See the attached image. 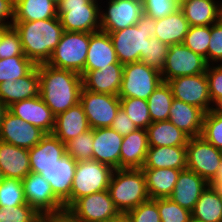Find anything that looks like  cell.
<instances>
[{"mask_svg":"<svg viewBox=\"0 0 222 222\" xmlns=\"http://www.w3.org/2000/svg\"><path fill=\"white\" fill-rule=\"evenodd\" d=\"M41 99L56 116L80 102L82 76L70 70L38 65Z\"/></svg>","mask_w":222,"mask_h":222,"instance_id":"6da1fadb","label":"cell"},{"mask_svg":"<svg viewBox=\"0 0 222 222\" xmlns=\"http://www.w3.org/2000/svg\"><path fill=\"white\" fill-rule=\"evenodd\" d=\"M25 56L35 65L47 63L64 32L60 18L37 21H13Z\"/></svg>","mask_w":222,"mask_h":222,"instance_id":"7a4b0ae2","label":"cell"},{"mask_svg":"<svg viewBox=\"0 0 222 222\" xmlns=\"http://www.w3.org/2000/svg\"><path fill=\"white\" fill-rule=\"evenodd\" d=\"M156 20L146 15L137 24L110 32L115 53L121 64L139 62L145 57L147 39L155 36Z\"/></svg>","mask_w":222,"mask_h":222,"instance_id":"3957f363","label":"cell"},{"mask_svg":"<svg viewBox=\"0 0 222 222\" xmlns=\"http://www.w3.org/2000/svg\"><path fill=\"white\" fill-rule=\"evenodd\" d=\"M108 192L119 212L127 213L150 199L142 169H115Z\"/></svg>","mask_w":222,"mask_h":222,"instance_id":"277c9868","label":"cell"},{"mask_svg":"<svg viewBox=\"0 0 222 222\" xmlns=\"http://www.w3.org/2000/svg\"><path fill=\"white\" fill-rule=\"evenodd\" d=\"M100 7L93 0H61L57 13L64 31L94 33L100 31Z\"/></svg>","mask_w":222,"mask_h":222,"instance_id":"5b68a950","label":"cell"},{"mask_svg":"<svg viewBox=\"0 0 222 222\" xmlns=\"http://www.w3.org/2000/svg\"><path fill=\"white\" fill-rule=\"evenodd\" d=\"M90 42V33L64 31L46 64L82 74Z\"/></svg>","mask_w":222,"mask_h":222,"instance_id":"8992f818","label":"cell"},{"mask_svg":"<svg viewBox=\"0 0 222 222\" xmlns=\"http://www.w3.org/2000/svg\"><path fill=\"white\" fill-rule=\"evenodd\" d=\"M113 169L96 160L78 161L71 184L70 206L79 198L108 190Z\"/></svg>","mask_w":222,"mask_h":222,"instance_id":"52a82bcc","label":"cell"},{"mask_svg":"<svg viewBox=\"0 0 222 222\" xmlns=\"http://www.w3.org/2000/svg\"><path fill=\"white\" fill-rule=\"evenodd\" d=\"M162 82L161 72L141 61L124 64L118 97L147 100Z\"/></svg>","mask_w":222,"mask_h":222,"instance_id":"ba28073f","label":"cell"},{"mask_svg":"<svg viewBox=\"0 0 222 222\" xmlns=\"http://www.w3.org/2000/svg\"><path fill=\"white\" fill-rule=\"evenodd\" d=\"M22 181L26 203L41 216L66 212L64 204L55 196L42 174L30 172Z\"/></svg>","mask_w":222,"mask_h":222,"instance_id":"9c48e42d","label":"cell"},{"mask_svg":"<svg viewBox=\"0 0 222 222\" xmlns=\"http://www.w3.org/2000/svg\"><path fill=\"white\" fill-rule=\"evenodd\" d=\"M66 212L77 222H108L120 213L108 190L77 199Z\"/></svg>","mask_w":222,"mask_h":222,"instance_id":"30bf717a","label":"cell"},{"mask_svg":"<svg viewBox=\"0 0 222 222\" xmlns=\"http://www.w3.org/2000/svg\"><path fill=\"white\" fill-rule=\"evenodd\" d=\"M208 63L206 59L191 51L183 43L169 46L165 64L161 71L164 82L180 76H193L206 73Z\"/></svg>","mask_w":222,"mask_h":222,"instance_id":"8fae6325","label":"cell"},{"mask_svg":"<svg viewBox=\"0 0 222 222\" xmlns=\"http://www.w3.org/2000/svg\"><path fill=\"white\" fill-rule=\"evenodd\" d=\"M79 103L92 129L110 127L121 107L120 98L117 95L94 93L83 87Z\"/></svg>","mask_w":222,"mask_h":222,"instance_id":"7c38bea8","label":"cell"},{"mask_svg":"<svg viewBox=\"0 0 222 222\" xmlns=\"http://www.w3.org/2000/svg\"><path fill=\"white\" fill-rule=\"evenodd\" d=\"M187 169L207 182L214 177L222 160V151L202 136L190 137L186 145Z\"/></svg>","mask_w":222,"mask_h":222,"instance_id":"4fadbf2b","label":"cell"},{"mask_svg":"<svg viewBox=\"0 0 222 222\" xmlns=\"http://www.w3.org/2000/svg\"><path fill=\"white\" fill-rule=\"evenodd\" d=\"M107 1L106 9L100 7V30L103 32L110 33L133 26L144 14L142 0Z\"/></svg>","mask_w":222,"mask_h":222,"instance_id":"5bb4252c","label":"cell"},{"mask_svg":"<svg viewBox=\"0 0 222 222\" xmlns=\"http://www.w3.org/2000/svg\"><path fill=\"white\" fill-rule=\"evenodd\" d=\"M167 83L171 87L175 99L194 105L205 113L211 110L212 101L205 73L176 77L168 80Z\"/></svg>","mask_w":222,"mask_h":222,"instance_id":"9a60e30c","label":"cell"},{"mask_svg":"<svg viewBox=\"0 0 222 222\" xmlns=\"http://www.w3.org/2000/svg\"><path fill=\"white\" fill-rule=\"evenodd\" d=\"M46 135L40 128L24 122L8 109L4 113L0 126V140L29 150Z\"/></svg>","mask_w":222,"mask_h":222,"instance_id":"2e32d148","label":"cell"},{"mask_svg":"<svg viewBox=\"0 0 222 222\" xmlns=\"http://www.w3.org/2000/svg\"><path fill=\"white\" fill-rule=\"evenodd\" d=\"M8 110L24 122L40 128L46 134H52L55 126V115L40 95L12 103Z\"/></svg>","mask_w":222,"mask_h":222,"instance_id":"e0dca14e","label":"cell"},{"mask_svg":"<svg viewBox=\"0 0 222 222\" xmlns=\"http://www.w3.org/2000/svg\"><path fill=\"white\" fill-rule=\"evenodd\" d=\"M123 136L111 127L93 129V160L120 169Z\"/></svg>","mask_w":222,"mask_h":222,"instance_id":"ac0fdd59","label":"cell"},{"mask_svg":"<svg viewBox=\"0 0 222 222\" xmlns=\"http://www.w3.org/2000/svg\"><path fill=\"white\" fill-rule=\"evenodd\" d=\"M76 165L77 162L66 154L53 166L41 173L51 185L55 196L64 204L65 211L70 207L71 184Z\"/></svg>","mask_w":222,"mask_h":222,"instance_id":"d6986e66","label":"cell"},{"mask_svg":"<svg viewBox=\"0 0 222 222\" xmlns=\"http://www.w3.org/2000/svg\"><path fill=\"white\" fill-rule=\"evenodd\" d=\"M28 151L31 172L41 174L66 155V144L53 134H46Z\"/></svg>","mask_w":222,"mask_h":222,"instance_id":"ffe728a7","label":"cell"},{"mask_svg":"<svg viewBox=\"0 0 222 222\" xmlns=\"http://www.w3.org/2000/svg\"><path fill=\"white\" fill-rule=\"evenodd\" d=\"M82 86L94 93L119 94L123 77V64H110L101 70L82 72Z\"/></svg>","mask_w":222,"mask_h":222,"instance_id":"44dd1931","label":"cell"},{"mask_svg":"<svg viewBox=\"0 0 222 222\" xmlns=\"http://www.w3.org/2000/svg\"><path fill=\"white\" fill-rule=\"evenodd\" d=\"M110 64H121L109 33L97 31L90 33V42L83 72L101 70Z\"/></svg>","mask_w":222,"mask_h":222,"instance_id":"7402d4cb","label":"cell"},{"mask_svg":"<svg viewBox=\"0 0 222 222\" xmlns=\"http://www.w3.org/2000/svg\"><path fill=\"white\" fill-rule=\"evenodd\" d=\"M206 187L207 181L205 179L189 169H184L180 171L174 190L169 198L182 208L192 212Z\"/></svg>","mask_w":222,"mask_h":222,"instance_id":"603a6c76","label":"cell"},{"mask_svg":"<svg viewBox=\"0 0 222 222\" xmlns=\"http://www.w3.org/2000/svg\"><path fill=\"white\" fill-rule=\"evenodd\" d=\"M40 77L38 65H36L26 76L16 81H5L0 83V100L9 107L12 103L39 96Z\"/></svg>","mask_w":222,"mask_h":222,"instance_id":"cb8c5ba5","label":"cell"},{"mask_svg":"<svg viewBox=\"0 0 222 222\" xmlns=\"http://www.w3.org/2000/svg\"><path fill=\"white\" fill-rule=\"evenodd\" d=\"M90 129L84 109L78 103L55 116V126L52 134L66 144Z\"/></svg>","mask_w":222,"mask_h":222,"instance_id":"d4e9b609","label":"cell"},{"mask_svg":"<svg viewBox=\"0 0 222 222\" xmlns=\"http://www.w3.org/2000/svg\"><path fill=\"white\" fill-rule=\"evenodd\" d=\"M205 112L191 104L173 99L169 121L189 137L201 136Z\"/></svg>","mask_w":222,"mask_h":222,"instance_id":"484cf974","label":"cell"},{"mask_svg":"<svg viewBox=\"0 0 222 222\" xmlns=\"http://www.w3.org/2000/svg\"><path fill=\"white\" fill-rule=\"evenodd\" d=\"M149 149L146 129L138 128L123 137L120 169H141Z\"/></svg>","mask_w":222,"mask_h":222,"instance_id":"4316f807","label":"cell"},{"mask_svg":"<svg viewBox=\"0 0 222 222\" xmlns=\"http://www.w3.org/2000/svg\"><path fill=\"white\" fill-rule=\"evenodd\" d=\"M0 170L4 178L23 180L31 172L29 151L0 140Z\"/></svg>","mask_w":222,"mask_h":222,"instance_id":"83f0119b","label":"cell"},{"mask_svg":"<svg viewBox=\"0 0 222 222\" xmlns=\"http://www.w3.org/2000/svg\"><path fill=\"white\" fill-rule=\"evenodd\" d=\"M186 146H149L142 168L187 169Z\"/></svg>","mask_w":222,"mask_h":222,"instance_id":"f1b7e54d","label":"cell"},{"mask_svg":"<svg viewBox=\"0 0 222 222\" xmlns=\"http://www.w3.org/2000/svg\"><path fill=\"white\" fill-rule=\"evenodd\" d=\"M150 199L169 198L181 170L172 168H141Z\"/></svg>","mask_w":222,"mask_h":222,"instance_id":"f546056e","label":"cell"},{"mask_svg":"<svg viewBox=\"0 0 222 222\" xmlns=\"http://www.w3.org/2000/svg\"><path fill=\"white\" fill-rule=\"evenodd\" d=\"M189 27L188 21L179 8L172 14L156 20L154 37L168 46L182 44Z\"/></svg>","mask_w":222,"mask_h":222,"instance_id":"4dcf8cb0","label":"cell"},{"mask_svg":"<svg viewBox=\"0 0 222 222\" xmlns=\"http://www.w3.org/2000/svg\"><path fill=\"white\" fill-rule=\"evenodd\" d=\"M221 1L190 0L180 6L190 26H211L220 19Z\"/></svg>","mask_w":222,"mask_h":222,"instance_id":"1f68e13d","label":"cell"},{"mask_svg":"<svg viewBox=\"0 0 222 222\" xmlns=\"http://www.w3.org/2000/svg\"><path fill=\"white\" fill-rule=\"evenodd\" d=\"M148 145L159 146H186L190 138L181 129H178L169 120L152 122L147 128Z\"/></svg>","mask_w":222,"mask_h":222,"instance_id":"d6a6232c","label":"cell"},{"mask_svg":"<svg viewBox=\"0 0 222 222\" xmlns=\"http://www.w3.org/2000/svg\"><path fill=\"white\" fill-rule=\"evenodd\" d=\"M58 17L53 0H19L14 7L13 21H37Z\"/></svg>","mask_w":222,"mask_h":222,"instance_id":"836d02e7","label":"cell"},{"mask_svg":"<svg viewBox=\"0 0 222 222\" xmlns=\"http://www.w3.org/2000/svg\"><path fill=\"white\" fill-rule=\"evenodd\" d=\"M191 214L192 217L205 222H222V197L207 186Z\"/></svg>","mask_w":222,"mask_h":222,"instance_id":"e575fe53","label":"cell"},{"mask_svg":"<svg viewBox=\"0 0 222 222\" xmlns=\"http://www.w3.org/2000/svg\"><path fill=\"white\" fill-rule=\"evenodd\" d=\"M173 99L171 87L163 81L147 99L151 122L169 119Z\"/></svg>","mask_w":222,"mask_h":222,"instance_id":"d590c367","label":"cell"},{"mask_svg":"<svg viewBox=\"0 0 222 222\" xmlns=\"http://www.w3.org/2000/svg\"><path fill=\"white\" fill-rule=\"evenodd\" d=\"M36 65L26 56L0 59V83L26 76Z\"/></svg>","mask_w":222,"mask_h":222,"instance_id":"8d00e7d4","label":"cell"},{"mask_svg":"<svg viewBox=\"0 0 222 222\" xmlns=\"http://www.w3.org/2000/svg\"><path fill=\"white\" fill-rule=\"evenodd\" d=\"M120 105L137 128L146 129L152 123L147 100L120 98Z\"/></svg>","mask_w":222,"mask_h":222,"instance_id":"74e56055","label":"cell"},{"mask_svg":"<svg viewBox=\"0 0 222 222\" xmlns=\"http://www.w3.org/2000/svg\"><path fill=\"white\" fill-rule=\"evenodd\" d=\"M211 39V26H190L183 44L194 53L202 55L208 63V46Z\"/></svg>","mask_w":222,"mask_h":222,"instance_id":"f35d334b","label":"cell"},{"mask_svg":"<svg viewBox=\"0 0 222 222\" xmlns=\"http://www.w3.org/2000/svg\"><path fill=\"white\" fill-rule=\"evenodd\" d=\"M66 154L76 162L91 160L93 157V129L91 128L66 143Z\"/></svg>","mask_w":222,"mask_h":222,"instance_id":"ab89813d","label":"cell"},{"mask_svg":"<svg viewBox=\"0 0 222 222\" xmlns=\"http://www.w3.org/2000/svg\"><path fill=\"white\" fill-rule=\"evenodd\" d=\"M25 201L22 181L17 178H4L0 184V207L19 206Z\"/></svg>","mask_w":222,"mask_h":222,"instance_id":"60d3db41","label":"cell"},{"mask_svg":"<svg viewBox=\"0 0 222 222\" xmlns=\"http://www.w3.org/2000/svg\"><path fill=\"white\" fill-rule=\"evenodd\" d=\"M168 49V45L151 36L147 39L145 57L141 62L161 72L165 64Z\"/></svg>","mask_w":222,"mask_h":222,"instance_id":"b9f144b4","label":"cell"},{"mask_svg":"<svg viewBox=\"0 0 222 222\" xmlns=\"http://www.w3.org/2000/svg\"><path fill=\"white\" fill-rule=\"evenodd\" d=\"M161 222H189L191 211L182 208L170 198L156 199Z\"/></svg>","mask_w":222,"mask_h":222,"instance_id":"7bdbcfd3","label":"cell"},{"mask_svg":"<svg viewBox=\"0 0 222 222\" xmlns=\"http://www.w3.org/2000/svg\"><path fill=\"white\" fill-rule=\"evenodd\" d=\"M201 136L222 151V115L212 110L205 113Z\"/></svg>","mask_w":222,"mask_h":222,"instance_id":"ee69618b","label":"cell"},{"mask_svg":"<svg viewBox=\"0 0 222 222\" xmlns=\"http://www.w3.org/2000/svg\"><path fill=\"white\" fill-rule=\"evenodd\" d=\"M41 217L28 204L0 207V222H40Z\"/></svg>","mask_w":222,"mask_h":222,"instance_id":"f6af8a7d","label":"cell"},{"mask_svg":"<svg viewBox=\"0 0 222 222\" xmlns=\"http://www.w3.org/2000/svg\"><path fill=\"white\" fill-rule=\"evenodd\" d=\"M25 56L19 33L12 26L0 42V59Z\"/></svg>","mask_w":222,"mask_h":222,"instance_id":"bcb514c9","label":"cell"},{"mask_svg":"<svg viewBox=\"0 0 222 222\" xmlns=\"http://www.w3.org/2000/svg\"><path fill=\"white\" fill-rule=\"evenodd\" d=\"M127 213L133 222H161L156 199L142 202Z\"/></svg>","mask_w":222,"mask_h":222,"instance_id":"7dc6e473","label":"cell"},{"mask_svg":"<svg viewBox=\"0 0 222 222\" xmlns=\"http://www.w3.org/2000/svg\"><path fill=\"white\" fill-rule=\"evenodd\" d=\"M144 13L153 19H161L172 14L180 6L175 0H142Z\"/></svg>","mask_w":222,"mask_h":222,"instance_id":"c3c4849f","label":"cell"},{"mask_svg":"<svg viewBox=\"0 0 222 222\" xmlns=\"http://www.w3.org/2000/svg\"><path fill=\"white\" fill-rule=\"evenodd\" d=\"M222 65V20L211 25V39L208 46V65Z\"/></svg>","mask_w":222,"mask_h":222,"instance_id":"681fc988","label":"cell"},{"mask_svg":"<svg viewBox=\"0 0 222 222\" xmlns=\"http://www.w3.org/2000/svg\"><path fill=\"white\" fill-rule=\"evenodd\" d=\"M208 80L209 95L212 104L222 97V65H208L206 70Z\"/></svg>","mask_w":222,"mask_h":222,"instance_id":"f907efd6","label":"cell"},{"mask_svg":"<svg viewBox=\"0 0 222 222\" xmlns=\"http://www.w3.org/2000/svg\"><path fill=\"white\" fill-rule=\"evenodd\" d=\"M110 127L123 137L138 129L121 107Z\"/></svg>","mask_w":222,"mask_h":222,"instance_id":"816d5d0a","label":"cell"},{"mask_svg":"<svg viewBox=\"0 0 222 222\" xmlns=\"http://www.w3.org/2000/svg\"><path fill=\"white\" fill-rule=\"evenodd\" d=\"M14 7L15 5L10 0H0V24L13 26Z\"/></svg>","mask_w":222,"mask_h":222,"instance_id":"f5cc1de1","label":"cell"},{"mask_svg":"<svg viewBox=\"0 0 222 222\" xmlns=\"http://www.w3.org/2000/svg\"><path fill=\"white\" fill-rule=\"evenodd\" d=\"M207 186L219 197H222V160L218 171L214 177L207 182Z\"/></svg>","mask_w":222,"mask_h":222,"instance_id":"db71d44e","label":"cell"},{"mask_svg":"<svg viewBox=\"0 0 222 222\" xmlns=\"http://www.w3.org/2000/svg\"><path fill=\"white\" fill-rule=\"evenodd\" d=\"M40 222H77L67 212L57 215H46L41 217Z\"/></svg>","mask_w":222,"mask_h":222,"instance_id":"11a10c76","label":"cell"},{"mask_svg":"<svg viewBox=\"0 0 222 222\" xmlns=\"http://www.w3.org/2000/svg\"><path fill=\"white\" fill-rule=\"evenodd\" d=\"M108 222H133L128 213L120 212L116 217H113Z\"/></svg>","mask_w":222,"mask_h":222,"instance_id":"9f6ffc18","label":"cell"},{"mask_svg":"<svg viewBox=\"0 0 222 222\" xmlns=\"http://www.w3.org/2000/svg\"><path fill=\"white\" fill-rule=\"evenodd\" d=\"M211 110L214 113L222 115V97L218 98L213 104Z\"/></svg>","mask_w":222,"mask_h":222,"instance_id":"6f0895ef","label":"cell"},{"mask_svg":"<svg viewBox=\"0 0 222 222\" xmlns=\"http://www.w3.org/2000/svg\"><path fill=\"white\" fill-rule=\"evenodd\" d=\"M12 26L7 24H0V42L2 41V38L4 34L11 28Z\"/></svg>","mask_w":222,"mask_h":222,"instance_id":"680465c9","label":"cell"},{"mask_svg":"<svg viewBox=\"0 0 222 222\" xmlns=\"http://www.w3.org/2000/svg\"><path fill=\"white\" fill-rule=\"evenodd\" d=\"M8 107L0 100V126L4 113L7 111Z\"/></svg>","mask_w":222,"mask_h":222,"instance_id":"91938a15","label":"cell"},{"mask_svg":"<svg viewBox=\"0 0 222 222\" xmlns=\"http://www.w3.org/2000/svg\"><path fill=\"white\" fill-rule=\"evenodd\" d=\"M189 222H205V221H202V220L196 219V218H194V217L191 216Z\"/></svg>","mask_w":222,"mask_h":222,"instance_id":"94428289","label":"cell"},{"mask_svg":"<svg viewBox=\"0 0 222 222\" xmlns=\"http://www.w3.org/2000/svg\"><path fill=\"white\" fill-rule=\"evenodd\" d=\"M175 1L179 6H181L183 3L190 1V0H175Z\"/></svg>","mask_w":222,"mask_h":222,"instance_id":"6125c7cd","label":"cell"},{"mask_svg":"<svg viewBox=\"0 0 222 222\" xmlns=\"http://www.w3.org/2000/svg\"><path fill=\"white\" fill-rule=\"evenodd\" d=\"M4 176L2 174V171L0 170V184L3 182Z\"/></svg>","mask_w":222,"mask_h":222,"instance_id":"be15d7a7","label":"cell"},{"mask_svg":"<svg viewBox=\"0 0 222 222\" xmlns=\"http://www.w3.org/2000/svg\"><path fill=\"white\" fill-rule=\"evenodd\" d=\"M220 3H221V6H220V19L222 20V1Z\"/></svg>","mask_w":222,"mask_h":222,"instance_id":"e7e4bbea","label":"cell"},{"mask_svg":"<svg viewBox=\"0 0 222 222\" xmlns=\"http://www.w3.org/2000/svg\"><path fill=\"white\" fill-rule=\"evenodd\" d=\"M14 5L19 1V0H10Z\"/></svg>","mask_w":222,"mask_h":222,"instance_id":"03108f58","label":"cell"},{"mask_svg":"<svg viewBox=\"0 0 222 222\" xmlns=\"http://www.w3.org/2000/svg\"><path fill=\"white\" fill-rule=\"evenodd\" d=\"M56 4H58L61 0H53Z\"/></svg>","mask_w":222,"mask_h":222,"instance_id":"003e7915","label":"cell"}]
</instances>
